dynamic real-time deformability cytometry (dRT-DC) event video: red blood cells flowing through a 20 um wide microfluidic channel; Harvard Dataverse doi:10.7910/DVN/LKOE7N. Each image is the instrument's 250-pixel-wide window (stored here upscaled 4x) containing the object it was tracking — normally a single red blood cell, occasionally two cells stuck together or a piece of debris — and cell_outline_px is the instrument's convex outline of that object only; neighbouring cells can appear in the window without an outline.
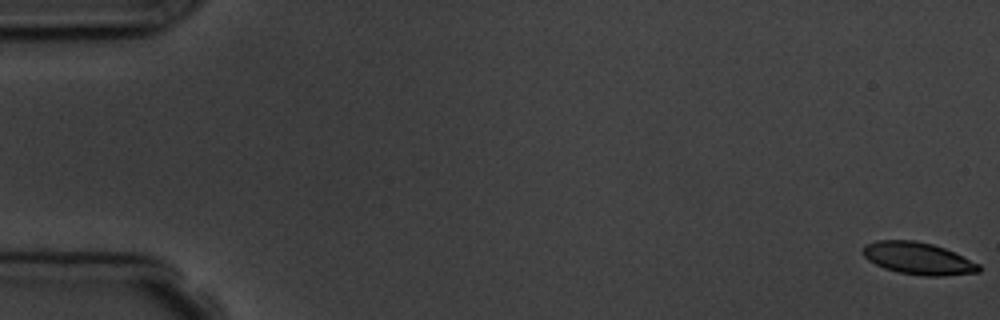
{"species": "common noctule bat (a hibernating species)", "species_latin": "Nyctalus noctula", "temperature_condition": "room temperature", "stored_images_in_passage": 6, "camera_frame_rate_fps": 3000, "um_per_image_px": 0.085, "animal": {"sex": "male", "body_mass_g": 19.5, "forearm_length_mm": 54.6}, "frame": {"image": 1, "passage_image": 1, "time_ms": 0.0, "image_size_px": [1000, 320], "cell_outline_px": [[980, 272], [944, 276], [924, 276], [896, 272], [884, 268], [868, 260], [860, 252], [864, 244], [876, 240], [916, 240], [932, 244], [944, 248], [980, 264]], "centroid_in_image_um": [78.0, 21.96], "position_along_channel_um": 7.0, "area_um2": 21.91}}